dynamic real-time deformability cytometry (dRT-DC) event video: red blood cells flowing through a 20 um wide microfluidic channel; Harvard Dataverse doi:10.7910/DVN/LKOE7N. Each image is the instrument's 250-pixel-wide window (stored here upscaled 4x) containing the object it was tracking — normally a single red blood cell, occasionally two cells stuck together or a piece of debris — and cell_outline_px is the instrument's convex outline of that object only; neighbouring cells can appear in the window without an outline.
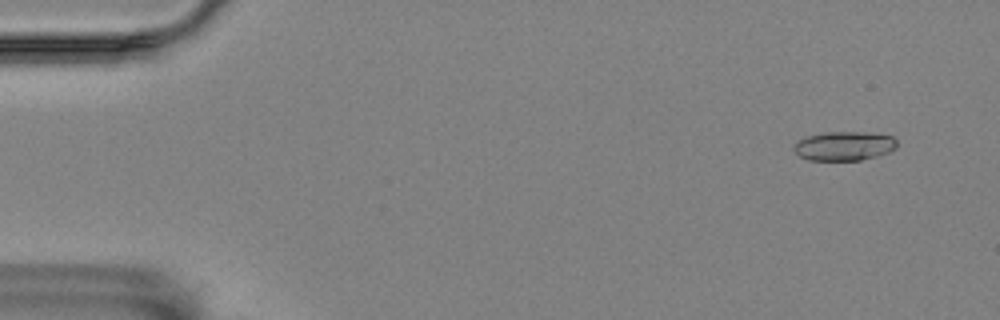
{"species": "Egyptian fruit bat (a non-hibernating species)", "species_latin": "Rousettus aegyptiacus", "temperature_condition": "room temperature", "stored_images_in_passage": 56, "camera_frame_rate_fps": 3000, "um_per_image_px": 0.085, "animal": {"sex": "female"}, "frame": {"image": 1, "passage_image": 4, "time_ms": 1.0, "image_size_px": [1000, 320], "cell_outline_px": [[896, 148], [888, 152], [876, 156], [860, 160], [808, 160], [800, 156], [792, 148], [796, 140], [808, 136], [824, 132], [864, 132], [892, 136], [896, 140]], "centroid_in_image_um": [71.72, 12.4], "position_along_channel_um": 13.3, "area_um2": 17.46}}
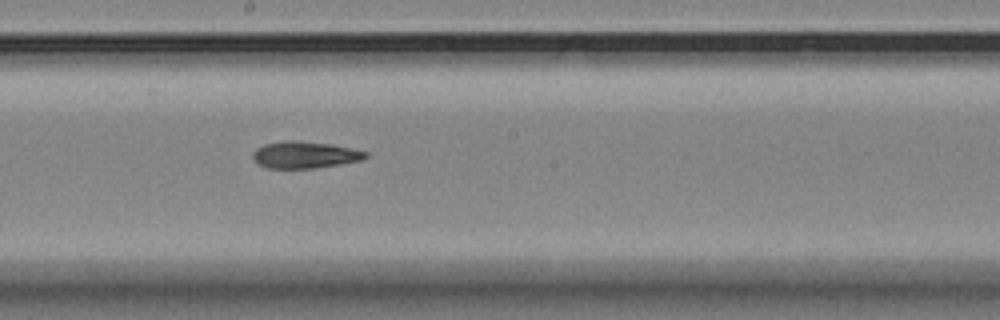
{"frame": {"image": 2, "passage_image": 31, "time_ms": 10.0, "image_size_px": [1000, 320], "cell_outline_px": [[368, 156], [364, 160], [316, 168], [268, 168], [252, 160], [252, 152], [256, 148], [264, 144], [284, 140], [296, 140], [328, 144], [368, 152]], "centroid_in_image_um": [25.88, 13.16], "position_along_channel_um": 222.3, "area_um2": 17.63}}
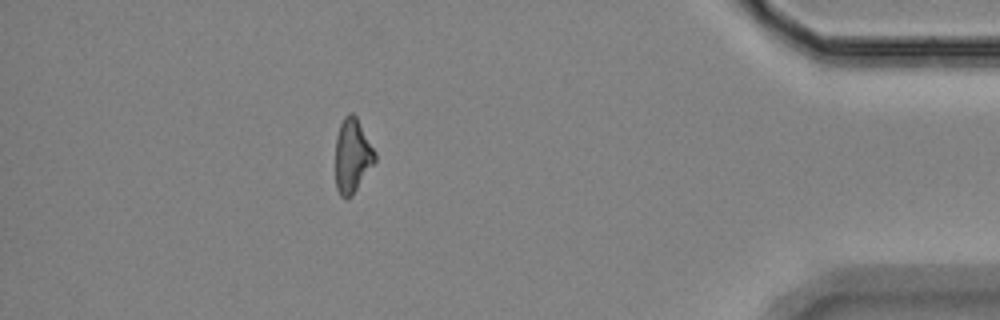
{"frame": {"image": 3, "passage_image": 50, "time_ms": 16.333, "image_size_px": [1000, 320], "cell_outline_px": [[376, 160], [352, 196], [340, 196], [336, 188], [336, 136], [340, 124], [344, 116], [348, 112], [352, 112], [356, 116], [376, 152]], "centroid_in_image_um": [29.95, 13.2], "position_along_channel_um": 405.3, "area_um2": 16.99}, "authors_computed_cell_mechanics": {"area_um2": 17.5712, "velocity_mm_per_s": 3.5714, "shape_relaxation_time_tau1_ms": 4.3468, "shape_relaxation_time_tau2_ms": 7.2299, "deformation_change_tau1": 0.1327, "deformation_change_tau2": 0.1607}}